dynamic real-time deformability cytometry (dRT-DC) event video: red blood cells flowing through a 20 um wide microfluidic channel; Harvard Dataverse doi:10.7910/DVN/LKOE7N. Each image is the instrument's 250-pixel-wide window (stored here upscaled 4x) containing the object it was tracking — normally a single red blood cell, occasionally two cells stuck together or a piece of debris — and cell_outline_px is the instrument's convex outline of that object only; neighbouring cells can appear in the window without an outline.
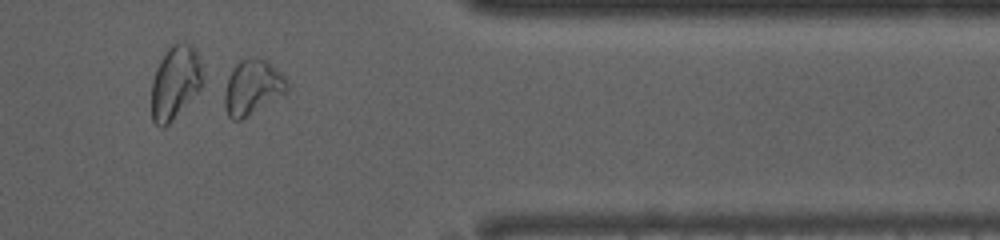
{"species": "common noctule bat (a hibernating species)", "species_latin": "Nyctalus noctula", "temperature_condition": "room temperature", "stored_images_in_passage": 48, "camera_frame_rate_fps": 3000, "um_per_image_px": 0.085, "animal": {"sex": "male", "body_mass_g": 13.0, "forearm_length_mm": 53.1}, "frame": {"image": 1, "passage_image": 41, "time_ms": 13.333, "image_size_px": [1000, 240], "cell_outline_px": [[288, 88], [284, 92], [248, 116], [240, 120], [232, 120], [228, 116], [224, 108], [224, 92], [228, 76], [232, 68], [240, 60], [248, 56], [256, 56], [268, 60], [288, 80]], "centroid_in_image_um": [21.42, 7.37], "position_along_channel_um": 390.0, "area_um2": 20.11}}